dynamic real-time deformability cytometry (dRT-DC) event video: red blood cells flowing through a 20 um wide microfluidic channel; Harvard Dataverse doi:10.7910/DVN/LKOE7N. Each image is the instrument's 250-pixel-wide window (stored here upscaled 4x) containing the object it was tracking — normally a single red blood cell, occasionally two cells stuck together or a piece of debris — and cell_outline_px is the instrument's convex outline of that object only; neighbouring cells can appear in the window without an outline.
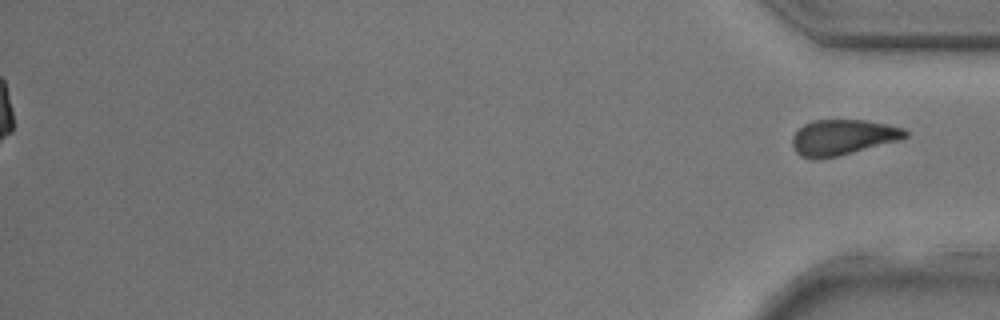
{"species": "common noctule bat (a hibernating species)", "species_latin": "Nyctalus noctula", "temperature_condition": "room temperature", "stored_images_in_passage": 27, "camera_frame_rate_fps": 3000, "um_per_image_px": 0.085, "animal": {"sex": "male", "body_mass_g": 17.9, "forearm_length_mm": 54.2}, "frame": {"image": 1, "passage_image": 27, "time_ms": 8.667, "image_size_px": [1000, 320], "cell_outline_px": [[908, 136], [900, 140], [836, 156], [816, 160], [812, 160], [800, 156], [796, 152], [792, 144], [792, 136], [804, 124], [812, 120], [864, 120], [888, 124], [904, 128], [908, 132]], "centroid_in_image_um": [71.62, 11.67], "position_along_channel_um": 363.6, "area_um2": 23.41}}